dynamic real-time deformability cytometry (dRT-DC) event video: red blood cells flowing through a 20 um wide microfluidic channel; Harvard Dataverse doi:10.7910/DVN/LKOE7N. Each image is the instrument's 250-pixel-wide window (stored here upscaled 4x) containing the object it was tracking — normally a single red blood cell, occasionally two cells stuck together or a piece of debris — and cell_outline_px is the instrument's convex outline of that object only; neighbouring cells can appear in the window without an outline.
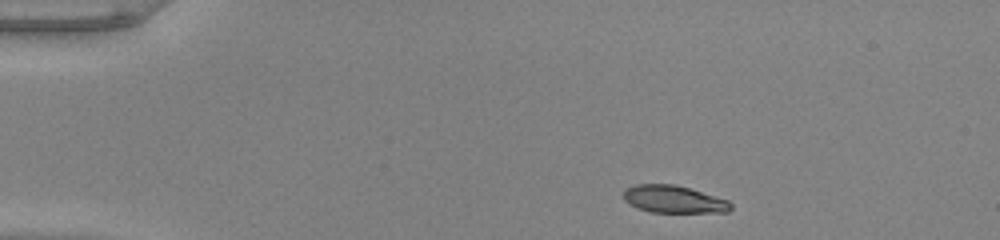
{"species": "common noctule bat (a hibernating species)", "species_latin": "Nyctalus noctula", "temperature_condition": "warm", "stored_images_in_passage": 44, "camera_frame_rate_fps": 3000, "um_per_image_px": 0.085, "animal": {"sex": "male", "body_mass_g": 20.0, "forearm_length_mm": 53.3}, "frame": {"image": 1, "passage_image": 1, "time_ms": 0.0, "image_size_px": [1000, 240], "cell_outline_px": [[732, 208], [728, 212], [652, 212], [640, 208], [624, 200], [624, 188], [636, 184], [676, 184], [728, 200], [732, 204]], "centroid_in_image_um": [57.28, 16.92], "position_along_channel_um": 27.7, "area_um2": 16.99}}
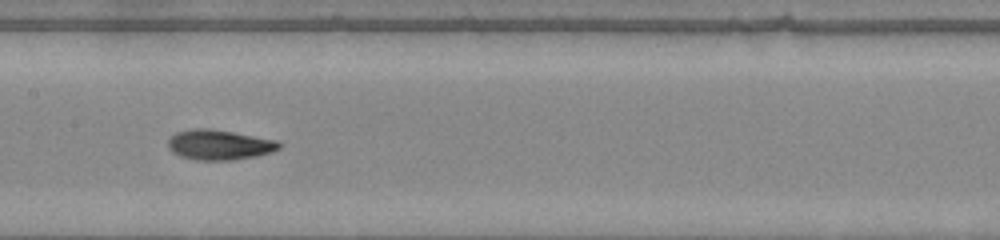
{"frame": {"image": 2, "passage_image": 19, "time_ms": 6.0, "image_size_px": [1000, 240], "cell_outline_px": [[280, 148], [272, 152], [256, 156], [232, 160], [196, 160], [180, 156], [172, 152], [168, 148], [168, 140], [176, 132], [192, 128], [208, 128], [232, 132], [276, 140], [280, 144]], "centroid_in_image_um": [18.61, 12.31], "position_along_channel_um": 188.8, "area_um2": 19.42}}
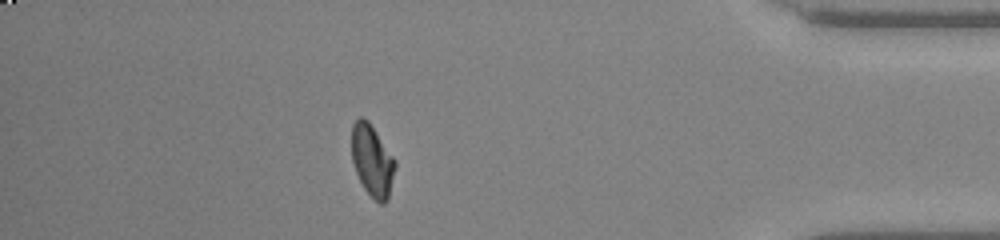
{"frame": {"image": 3, "passage_image": 38, "time_ms": 12.333, "image_size_px": [1000, 240], "cell_outline_px": [[396, 168], [388, 200], [384, 204], [380, 204], [364, 188], [356, 172], [352, 160], [352, 124], [360, 116], [368, 120], [396, 160]], "centroid_in_image_um": [31.66, 13.65], "position_along_channel_um": 403.5, "area_um2": 18.15}, "authors_computed_cell_mechanics": {"area_um2": 18.207, "velocity_mm_per_s": 4.0001, "shape_relaxation_time_tau1_ms": 3.4785, "shape_relaxation_time_tau2_ms": 1.6128, "deformation_change_tau1": 0.1665, "deformation_change_tau2": 0.0587}}